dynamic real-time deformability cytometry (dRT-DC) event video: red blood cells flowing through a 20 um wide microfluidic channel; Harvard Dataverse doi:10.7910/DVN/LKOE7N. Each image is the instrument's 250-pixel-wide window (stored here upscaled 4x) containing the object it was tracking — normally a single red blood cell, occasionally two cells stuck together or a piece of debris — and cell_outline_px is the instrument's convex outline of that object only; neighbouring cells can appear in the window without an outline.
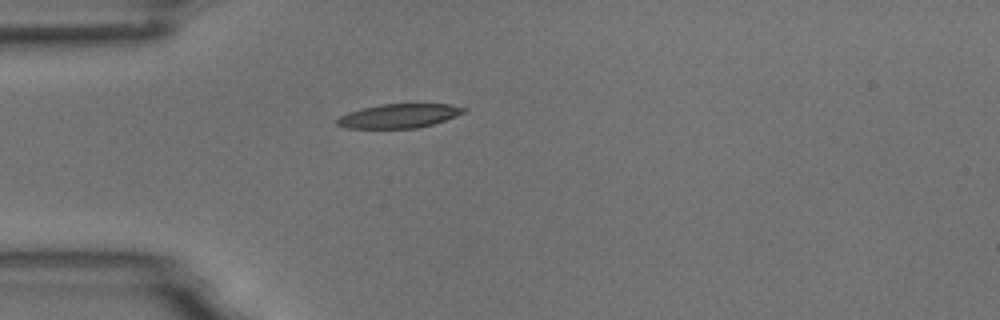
{"species": "common noctule bat (a hibernating species)", "species_latin": "Nyctalus noctula", "temperature_condition": "room temperature", "stored_images_in_passage": 5, "camera_frame_rate_fps": 3000, "um_per_image_px": 0.085, "animal": {"sex": "male", "body_mass_g": 18.8}, "frame": {"image": 1, "passage_image": 5, "time_ms": 1.333, "image_size_px": [1000, 320], "cell_outline_px": [[468, 108], [464, 112], [456, 116], [432, 124], [416, 128], [344, 128], [336, 124], [336, 120], [340, 116], [348, 112], [380, 104], [448, 104]], "centroid_in_image_um": [33.89, 9.85], "position_along_channel_um": 51.1, "area_um2": 17.63}}